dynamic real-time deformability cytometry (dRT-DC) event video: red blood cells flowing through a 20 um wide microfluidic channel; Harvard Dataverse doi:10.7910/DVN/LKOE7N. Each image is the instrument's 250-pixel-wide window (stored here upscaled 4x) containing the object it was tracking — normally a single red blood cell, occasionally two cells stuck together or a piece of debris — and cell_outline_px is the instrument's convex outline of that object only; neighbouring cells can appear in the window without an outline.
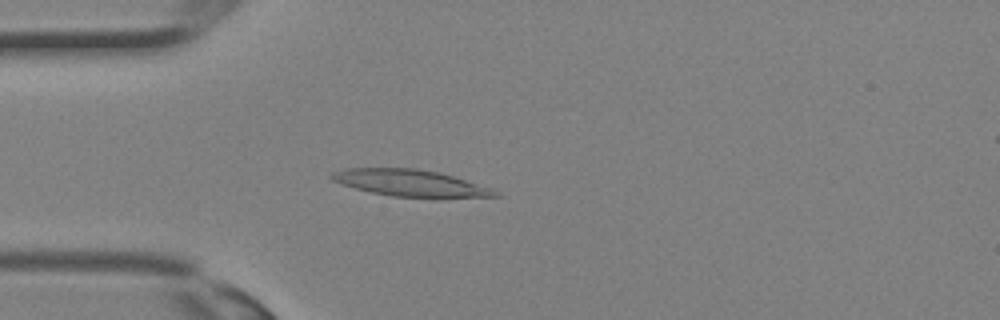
{"species": "Egyptian fruit bat (a non-hibernating species)", "species_latin": "Rousettus aegyptiacus", "temperature_condition": "room temperature", "stored_images_in_passage": 33, "camera_frame_rate_fps": 3000, "um_per_image_px": 0.085, "animal": {"sex": "female"}, "frame": {"image": 1, "passage_image": 8, "time_ms": 2.333, "image_size_px": [1000, 320], "cell_outline_px": [[504, 196], [440, 200], [432, 200], [392, 196], [372, 192], [356, 188], [332, 180], [328, 176], [332, 172], [344, 168], [416, 168], [440, 172], [492, 188]], "centroid_in_image_um": [35.02, 15.6], "position_along_channel_um": 50.0, "area_um2": 26.47}}
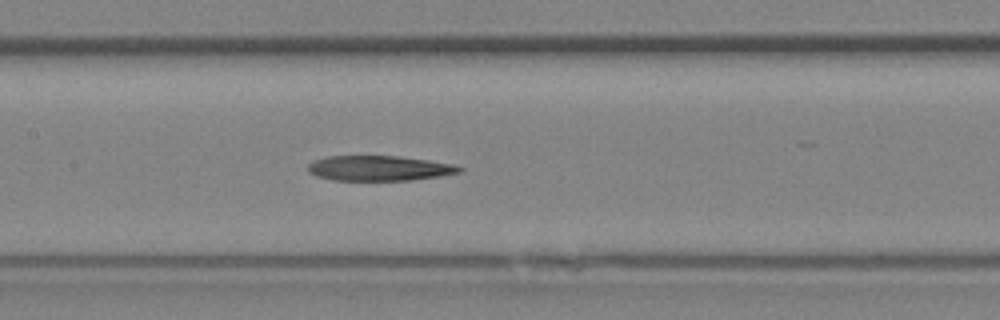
{"frame": {"image": 2, "passage_image": 15, "time_ms": 4.667, "image_size_px": [1000, 320], "cell_outline_px": [[464, 168], [460, 172], [440, 176], [412, 180], [332, 180], [316, 176], [308, 172], [308, 164], [312, 160], [328, 156], [400, 156], [428, 160], [452, 164]], "centroid_in_image_um": [32.2, 14.3], "position_along_channel_um": 175.2, "area_um2": 22.2}}
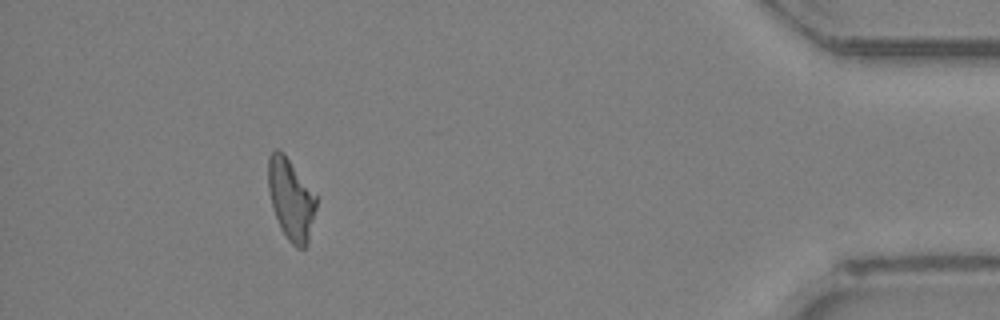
{"frame": {"image": 3, "passage_image": 30, "time_ms": 9.667, "image_size_px": [1000, 320], "cell_outline_px": [[316, 208], [308, 244], [304, 248], [296, 248], [288, 240], [280, 228], [272, 208], [268, 188], [268, 156], [276, 148], [284, 152], [316, 196]], "centroid_in_image_um": [24.71, 16.94], "position_along_channel_um": 410.5, "area_um2": 22.77}}